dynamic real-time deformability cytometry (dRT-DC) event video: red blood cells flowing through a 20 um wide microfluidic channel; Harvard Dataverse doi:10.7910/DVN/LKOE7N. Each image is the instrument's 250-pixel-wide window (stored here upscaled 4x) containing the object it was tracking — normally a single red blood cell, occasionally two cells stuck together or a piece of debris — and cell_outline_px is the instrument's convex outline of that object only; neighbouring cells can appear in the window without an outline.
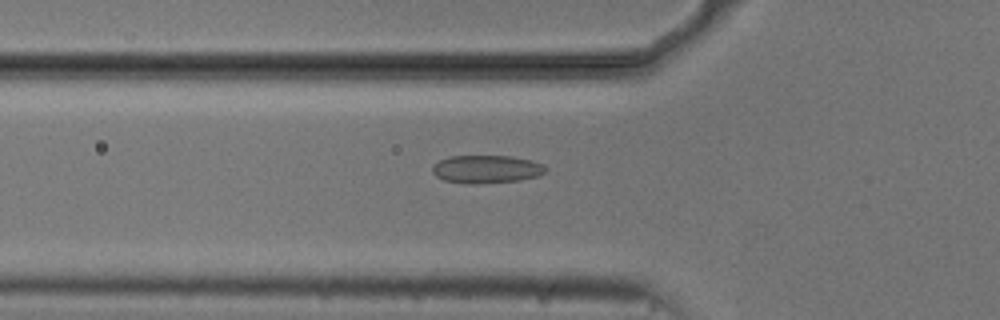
{"species": "common noctule bat (a hibernating species)", "species_latin": "Nyctalus noctula", "temperature_condition": "cold", "stored_images_in_passage": 22, "camera_frame_rate_fps": 3000, "um_per_image_px": 0.085, "animal": {"sex": "male", "body_mass_g": 20.5, "forearm_length_mm": 52.5}, "frame": {"image": 1, "passage_image": 9, "time_ms": 2.667, "image_size_px": [1000, 320], "cell_outline_px": [[548, 172], [540, 176], [520, 180], [480, 184], [464, 184], [444, 180], [436, 176], [432, 172], [432, 168], [440, 160], [448, 156], [512, 156], [532, 160], [544, 164], [548, 168]], "centroid_in_image_um": [41.41, 14.39], "position_along_channel_um": 84.4, "area_um2": 18.84}}
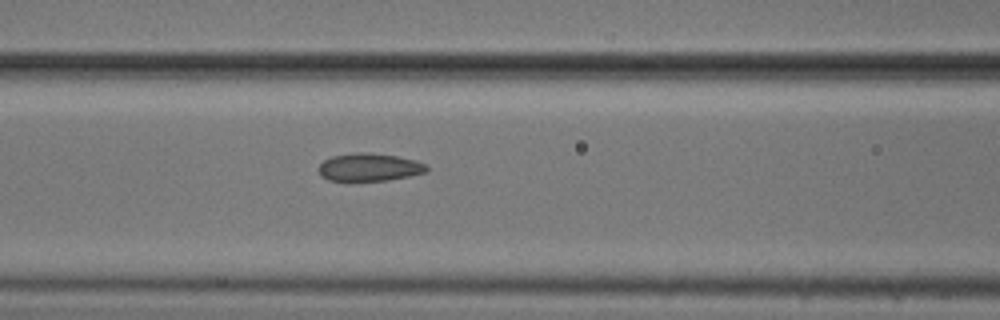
{"frame": {"image": 2, "passage_image": 13, "time_ms": 4.0, "image_size_px": [1000, 320], "cell_outline_px": [[428, 172], [388, 180], [328, 180], [320, 176], [320, 164], [324, 160], [332, 156], [356, 152], [368, 152], [396, 156], [416, 160], [428, 164]], "centroid_in_image_um": [31.43, 14.2], "position_along_channel_um": 135.2, "area_um2": 17.46}}